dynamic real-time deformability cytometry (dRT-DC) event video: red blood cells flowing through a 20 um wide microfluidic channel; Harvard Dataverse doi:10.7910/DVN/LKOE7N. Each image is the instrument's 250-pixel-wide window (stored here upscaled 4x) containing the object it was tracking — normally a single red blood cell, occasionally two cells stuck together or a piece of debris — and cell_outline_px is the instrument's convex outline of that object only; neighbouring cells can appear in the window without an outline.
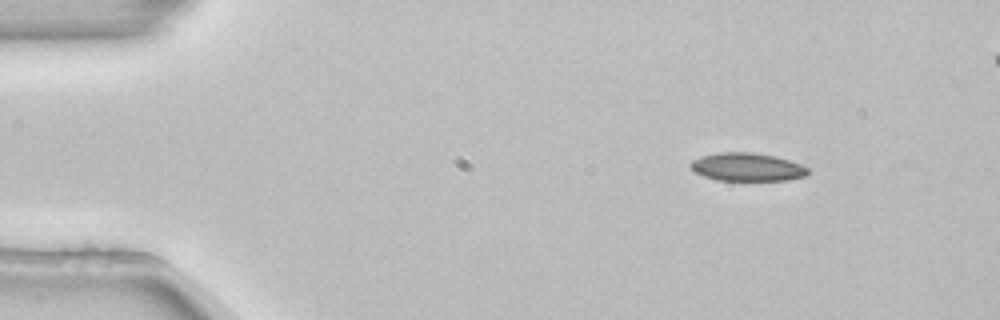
{"species": "common noctule bat (a hibernating species)", "species_latin": "Nyctalus noctula", "temperature_condition": "room temperature", "stored_images_in_passage": 4, "camera_frame_rate_fps": 3000, "um_per_image_px": 0.085, "animal": {"sex": "female", "body_mass_g": 22.7, "forearm_length_mm": 54.2}, "frame": {"image": 1, "passage_image": 1, "time_ms": 0.0, "image_size_px": [1000, 320], "cell_outline_px": [[808, 176], [784, 180], [716, 180], [692, 172], [688, 164], [692, 160], [700, 156], [716, 152], [752, 152], [772, 156], [788, 160], [800, 164], [808, 168]], "centroid_in_image_um": [63.43, 14.19], "position_along_channel_um": 21.6, "area_um2": 19.36}}